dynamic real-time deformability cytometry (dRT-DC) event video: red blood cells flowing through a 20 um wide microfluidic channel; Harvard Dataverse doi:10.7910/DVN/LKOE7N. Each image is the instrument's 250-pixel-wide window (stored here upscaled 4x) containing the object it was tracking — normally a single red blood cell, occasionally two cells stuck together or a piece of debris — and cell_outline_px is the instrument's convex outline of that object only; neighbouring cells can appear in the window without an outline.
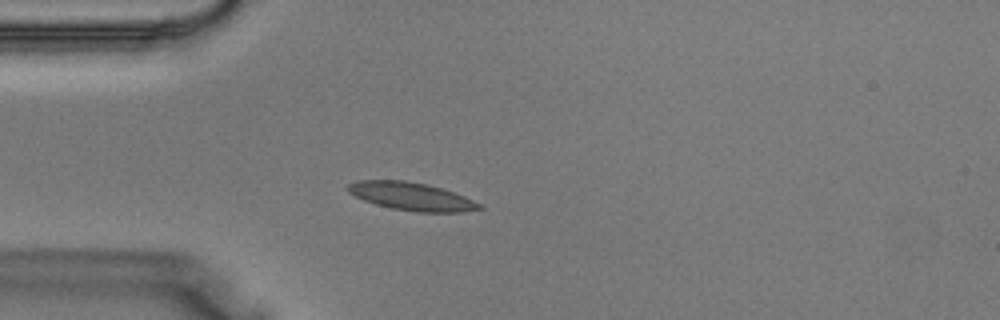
{"species": "Egyptian fruit bat (a non-hibernating species)", "species_latin": "Rousettus aegyptiacus", "temperature_condition": "warm", "stored_images_in_passage": 29, "camera_frame_rate_fps": 3000, "um_per_image_px": 0.085, "animal": {"sex": "male"}, "frame": {"image": 1, "passage_image": 1, "time_ms": 0.0, "image_size_px": [1000, 320], "cell_outline_px": [[484, 208], [460, 212], [416, 212], [392, 208], [376, 204], [364, 200], [348, 192], [344, 188], [348, 184], [356, 180], [404, 180], [428, 184], [464, 196], [480, 204]], "centroid_in_image_um": [34.92, 16.68], "position_along_channel_um": 50.1, "area_um2": 21.33}}
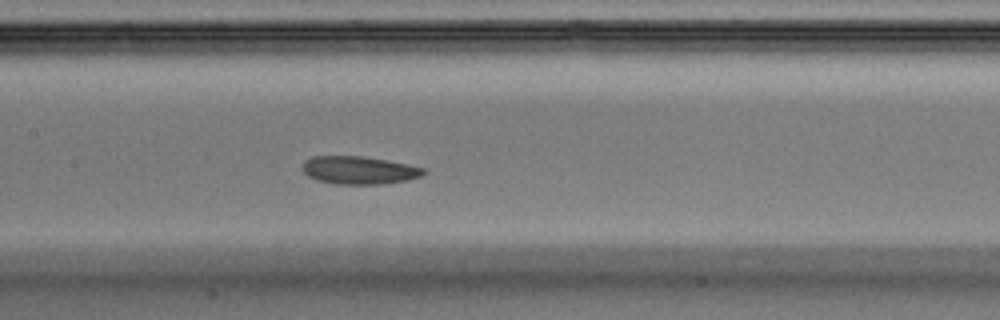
{"frame": {"image": 2, "passage_image": 9, "time_ms": 2.667, "image_size_px": [1000, 320], "cell_outline_px": [[424, 172], [420, 176], [404, 180], [384, 184], [336, 184], [316, 180], [308, 176], [304, 172], [304, 160], [312, 156], [360, 156], [408, 164], [424, 168]], "centroid_in_image_um": [30.47, 14.47], "position_along_channel_um": 176.9, "area_um2": 19.42}}
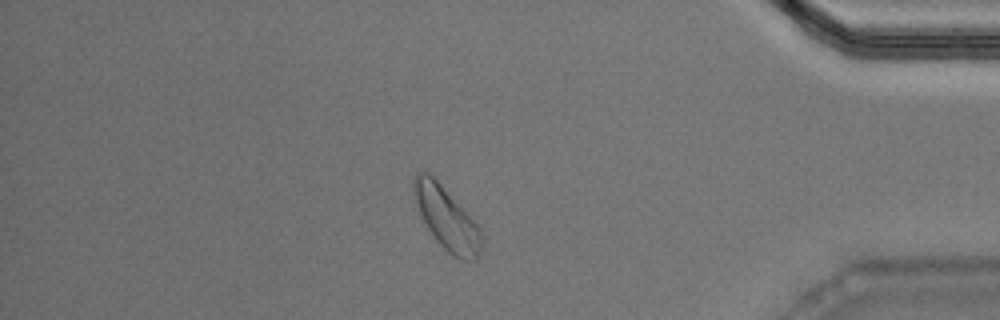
{"frame": {"image": 3, "passage_image": 24, "time_ms": 7.667, "image_size_px": [1000, 320], "cell_outline_px": [[484, 248], [480, 256], [476, 260], [464, 260], [452, 256], [436, 240], [428, 228], [416, 204], [412, 192], [412, 180], [420, 172], [428, 172], [440, 184], [480, 228], [484, 236]], "centroid_in_image_um": [38.0, 18.62], "position_along_channel_um": 397.2, "area_um2": 24.51}}